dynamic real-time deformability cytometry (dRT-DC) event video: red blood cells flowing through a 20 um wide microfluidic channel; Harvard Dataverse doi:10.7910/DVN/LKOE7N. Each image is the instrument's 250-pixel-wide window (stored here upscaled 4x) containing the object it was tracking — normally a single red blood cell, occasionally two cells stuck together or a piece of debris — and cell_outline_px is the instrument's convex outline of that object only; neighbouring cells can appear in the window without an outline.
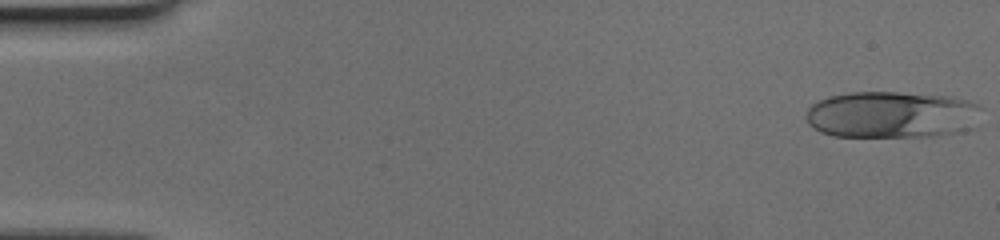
{"species": "human", "species_latin": "Homo sapiens", "temperature_condition": "cold", "stored_images_in_passage": 49, "camera_frame_rate_fps": 3000, "um_per_image_px": 0.085, "donor": {"sex": "female"}, "frame": {"image": 1, "passage_image": 1, "time_ms": 0.0, "image_size_px": [1000, 240], "cell_outline_px": [[984, 108], [972, 128], [964, 132], [936, 136], [832, 136], [820, 132], [808, 124], [808, 108], [812, 104], [828, 96], [848, 92], [900, 92], [952, 96], [968, 100]], "centroid_in_image_um": [75.86, 9.74], "position_along_channel_um": 9.1, "area_um2": 48.32}}
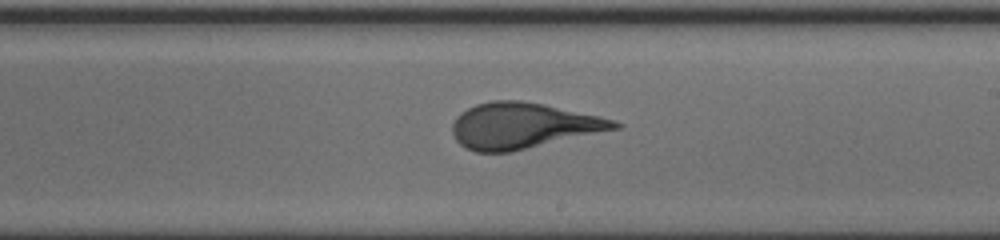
{"frame": {"image": 2, "passage_image": 30, "time_ms": 9.667, "image_size_px": [1000, 240], "cell_outline_px": [[624, 124], [620, 128], [512, 152], [476, 152], [464, 148], [456, 140], [452, 132], [452, 124], [456, 116], [460, 112], [476, 104], [492, 100], [520, 100], [544, 104], [600, 116]], "centroid_in_image_um": [44.43, 10.69], "position_along_channel_um": 244.6, "area_um2": 43.41}}
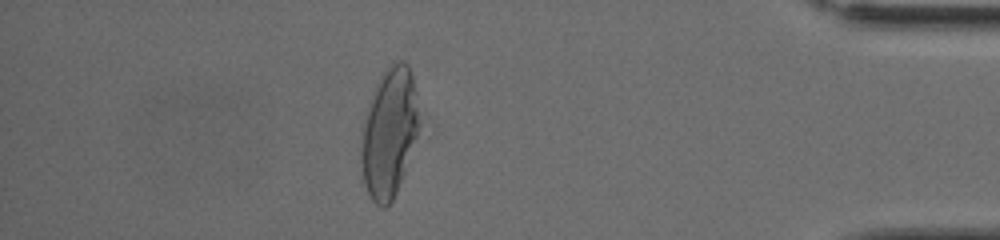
{"frame": {"image": 3, "passage_image": 45, "time_ms": 14.667, "image_size_px": [1000, 240], "cell_outline_px": [[420, 124], [416, 136], [396, 192], [392, 200], [384, 208], [380, 208], [372, 200], [364, 184], [360, 160], [360, 136], [368, 104], [372, 92], [380, 76], [388, 64], [392, 60], [404, 60], [408, 64], [412, 76], [416, 92]], "centroid_in_image_um": [33.05, 11.21], "position_along_channel_um": 402.1, "area_um2": 43.75}}